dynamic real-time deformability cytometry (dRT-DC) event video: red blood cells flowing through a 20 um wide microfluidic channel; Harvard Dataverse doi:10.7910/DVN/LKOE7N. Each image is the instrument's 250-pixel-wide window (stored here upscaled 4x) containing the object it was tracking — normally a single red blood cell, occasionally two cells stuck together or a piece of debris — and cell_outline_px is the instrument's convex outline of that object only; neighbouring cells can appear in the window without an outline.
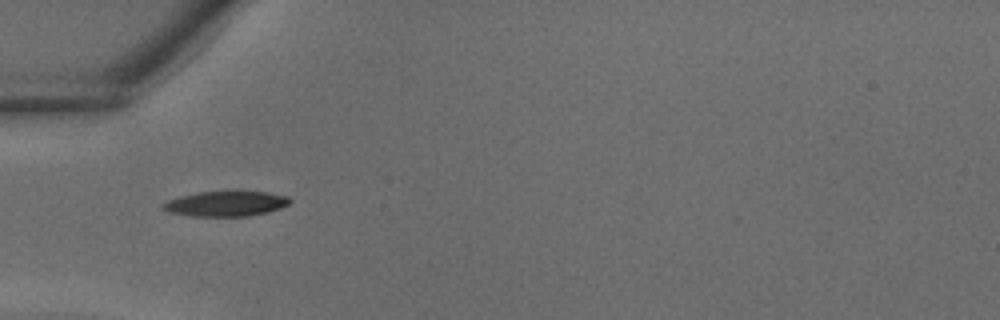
{"species": "common noctule bat (a hibernating species)", "species_latin": "Nyctalus noctula", "temperature_condition": "warm", "stored_images_in_passage": 24, "camera_frame_rate_fps": 3000, "um_per_image_px": 0.085, "animal": {"sex": "male", "body_mass_g": 18.8}, "frame": {"image": 1, "passage_image": 1, "time_ms": 0.0, "image_size_px": [1000, 320], "cell_outline_px": [[292, 200], [288, 204], [280, 208], [268, 212], [248, 216], [192, 216], [172, 212], [164, 208], [160, 204], [168, 200], [180, 196], [200, 192], [268, 192], [288, 196]], "centroid_in_image_um": [19.23, 17.31], "position_along_channel_um": 65.8, "area_um2": 18.32}}
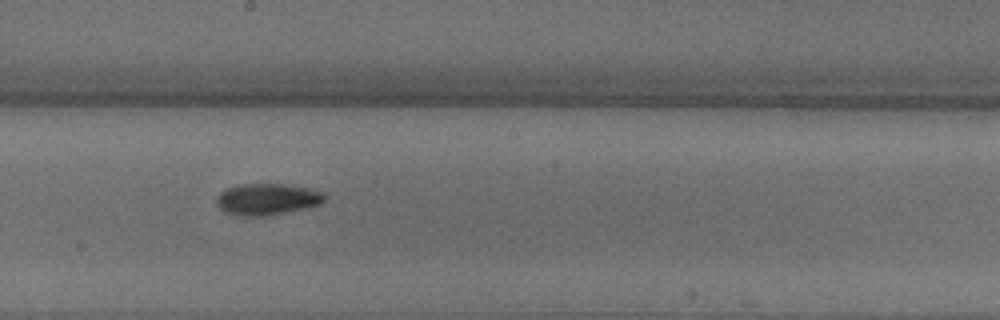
{"frame": {"image": 2, "passage_image": 10, "time_ms": 3.0, "image_size_px": [1000, 320], "cell_outline_px": [[324, 200], [320, 204], [284, 212], [264, 216], [244, 216], [224, 212], [216, 204], [216, 196], [220, 192], [228, 188], [240, 184], [284, 184], [308, 188], [320, 192], [324, 196]], "centroid_in_image_um": [22.64, 16.93], "position_along_channel_um": 225.6, "area_um2": 19.48}}
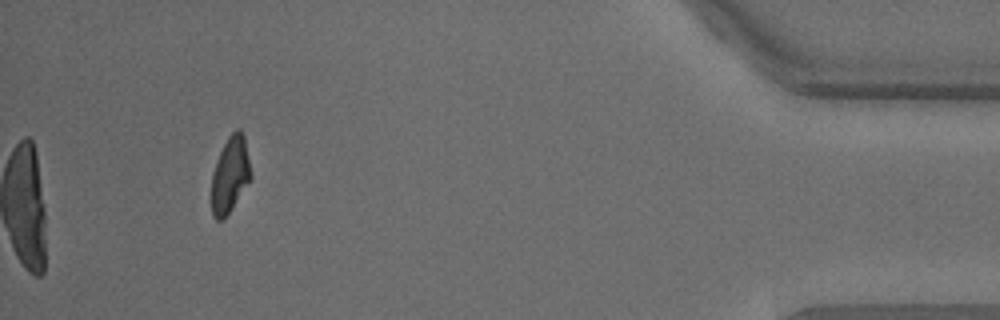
{"frame": {"image": 3, "passage_image": 24, "time_ms": 7.667, "image_size_px": [1000, 320], "cell_outline_px": [[252, 180], [224, 220], [216, 220], [212, 216], [212, 172], [216, 160], [228, 136], [236, 128], [240, 128], [244, 136], [252, 176]], "centroid_in_image_um": [19.57, 14.88], "position_along_channel_um": 415.6, "area_um2": 17.69}}